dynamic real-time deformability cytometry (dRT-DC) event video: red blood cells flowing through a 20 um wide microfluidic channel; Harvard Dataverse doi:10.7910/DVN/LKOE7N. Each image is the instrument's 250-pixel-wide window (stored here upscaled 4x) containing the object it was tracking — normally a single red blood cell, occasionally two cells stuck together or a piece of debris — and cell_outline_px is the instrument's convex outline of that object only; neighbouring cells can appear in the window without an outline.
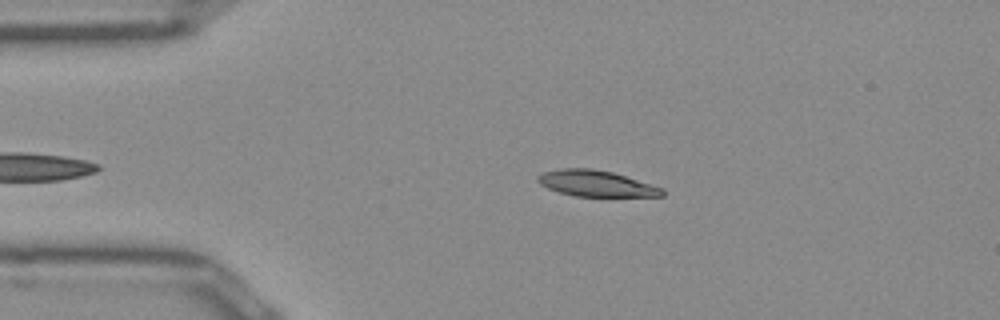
{"species": "Egyptian fruit bat (a non-hibernating species)", "species_latin": "Rousettus aegyptiacus", "temperature_condition": "room temperature", "stored_images_in_passage": 36, "camera_frame_rate_fps": 3000, "um_per_image_px": 0.085, "frame": {"image": 1, "passage_image": 5, "time_ms": 1.333, "image_size_px": [1000, 320], "cell_outline_px": [[664, 196], [576, 196], [560, 192], [548, 188], [540, 184], [536, 180], [536, 176], [544, 172], [560, 168], [592, 168], [612, 172], [664, 188]], "centroid_in_image_um": [50.65, 15.59], "position_along_channel_um": 34.3, "area_um2": 18.79}}
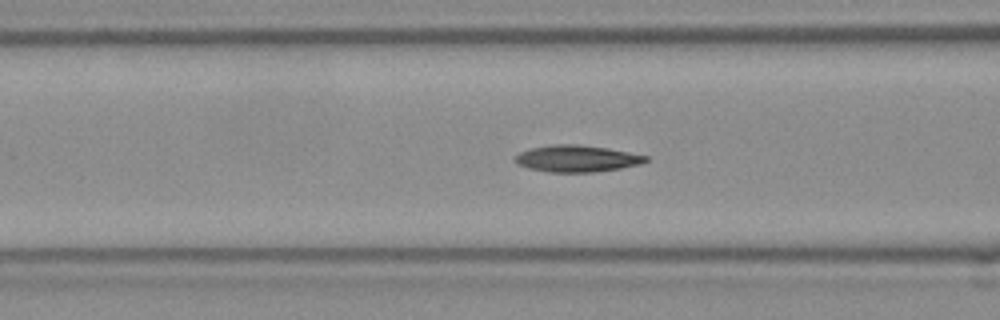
{"frame": {"image": 2, "passage_image": 14, "time_ms": 4.333, "image_size_px": [1000, 320], "cell_outline_px": [[648, 160], [640, 164], [620, 168], [592, 172], [548, 172], [528, 168], [516, 164], [512, 160], [520, 152], [532, 148], [556, 144], [576, 144], [608, 148], [648, 156]], "centroid_in_image_um": [49.0, 13.48], "position_along_channel_um": 117.6, "area_um2": 20.23}}
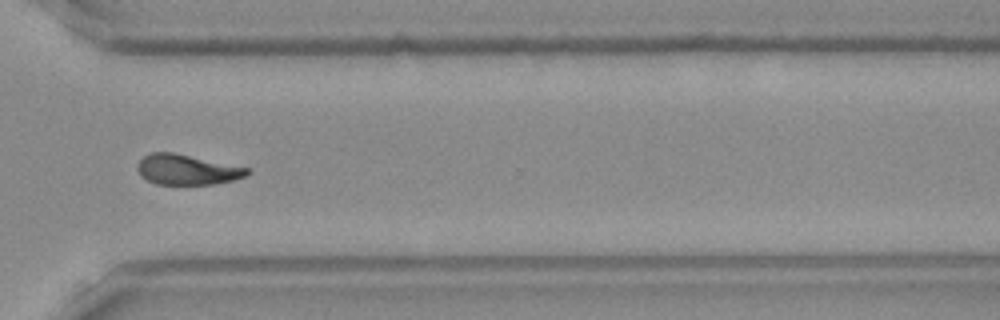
{"frame": {"image": 3, "passage_image": 32, "time_ms": 10.333, "image_size_px": [1000, 320], "cell_outline_px": [[252, 172], [236, 180], [212, 184], [156, 184], [140, 176], [136, 168], [136, 164], [148, 152], [172, 152], [248, 168]], "centroid_in_image_um": [15.85, 14.42], "position_along_channel_um": 354.7, "area_um2": 19.31}, "authors_computed_cell_mechanics": {"area_um2": 19.8832, "velocity_mm_per_s": 3.9516, "shape_relaxation_time_tau1_ms": 10.3683, "shape_relaxation_time_tau2_ms": 4.934, "deformation_change_tau1": 0.2119, "deformation_change_tau2": 0.1147}}